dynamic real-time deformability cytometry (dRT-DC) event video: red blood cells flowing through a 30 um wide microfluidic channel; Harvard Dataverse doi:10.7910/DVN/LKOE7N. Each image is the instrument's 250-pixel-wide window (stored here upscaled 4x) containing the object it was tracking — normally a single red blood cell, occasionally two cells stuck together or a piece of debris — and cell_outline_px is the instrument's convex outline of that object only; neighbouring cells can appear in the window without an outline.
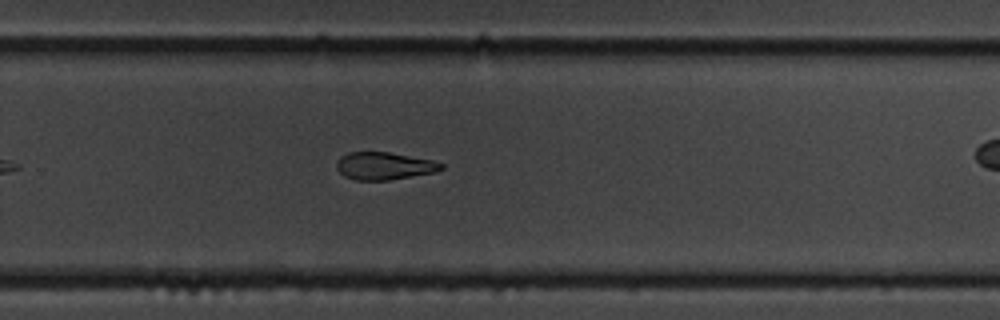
{"species": "common noctule bat (a hibernating species)", "species_latin": "Nyctalus noctula", "temperature_condition": "cold", "stored_images_in_passage": 29, "camera_frame_rate_fps": 3000, "um_per_image_px": 0.085, "animal": {"sex": "male", "body_mass_g": 19.5, "forearm_length_mm": 54.6}, "frame": {"image": 1, "passage_image": 21, "time_ms": 6.667, "image_size_px": [1000, 320], "cell_outline_px": [[444, 168], [436, 172], [388, 180], [356, 180], [344, 176], [336, 168], [336, 160], [340, 156], [348, 152], [388, 152], [432, 160], [444, 164]], "centroid_in_image_um": [32.63, 14.1], "position_along_channel_um": 297.2, "area_um2": 16.82}}